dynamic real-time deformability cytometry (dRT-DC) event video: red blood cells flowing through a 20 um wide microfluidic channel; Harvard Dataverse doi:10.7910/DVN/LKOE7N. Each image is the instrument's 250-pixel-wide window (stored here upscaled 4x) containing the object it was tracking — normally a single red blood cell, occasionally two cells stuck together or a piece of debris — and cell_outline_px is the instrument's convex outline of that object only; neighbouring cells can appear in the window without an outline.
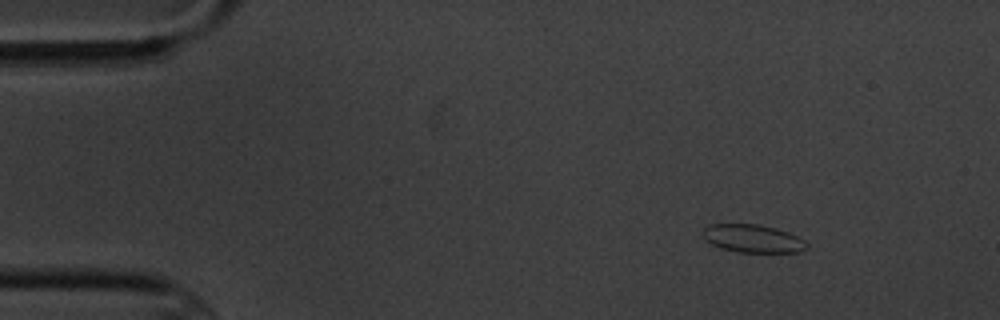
{"species": "common noctule bat (a hibernating species)", "species_latin": "Nyctalus noctula", "temperature_condition": "cold", "stored_images_in_passage": 6, "camera_frame_rate_fps": 3000, "um_per_image_px": 0.085, "animal": {"sex": "male", "body_mass_g": 20.1, "forearm_length_mm": 53.5}, "frame": {"image": 1, "passage_image": 1, "time_ms": 0.0, "image_size_px": [1000, 320], "cell_outline_px": [[808, 248], [800, 252], [740, 252], [720, 248], [712, 244], [704, 236], [704, 228], [708, 224], [756, 224], [776, 228], [788, 232], [804, 240], [808, 244]], "centroid_in_image_um": [64.02, 20.28], "position_along_channel_um": 21.0, "area_um2": 16.82}}
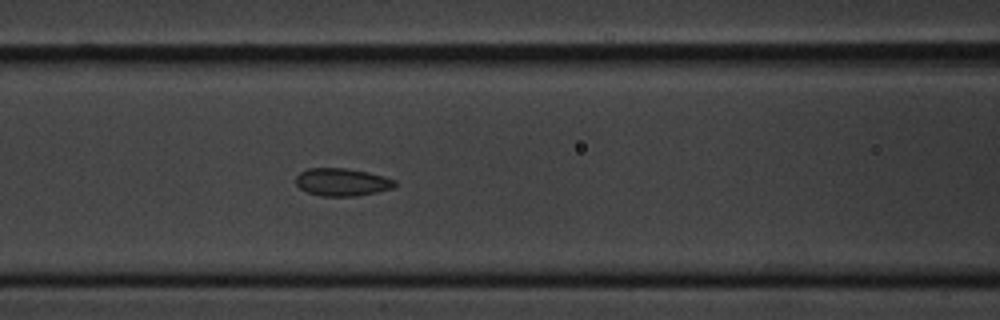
{"frame": {"image": 2, "passage_image": 6, "time_ms": 5.667, "image_size_px": [1000, 320], "cell_outline_px": [[396, 184], [392, 188], [376, 192], [356, 196], [320, 196], [308, 192], [300, 188], [296, 184], [296, 176], [300, 172], [308, 168], [348, 168], [368, 172], [396, 180]], "centroid_in_image_um": [29.06, 15.47], "position_along_channel_um": 137.5, "area_um2": 15.95}}